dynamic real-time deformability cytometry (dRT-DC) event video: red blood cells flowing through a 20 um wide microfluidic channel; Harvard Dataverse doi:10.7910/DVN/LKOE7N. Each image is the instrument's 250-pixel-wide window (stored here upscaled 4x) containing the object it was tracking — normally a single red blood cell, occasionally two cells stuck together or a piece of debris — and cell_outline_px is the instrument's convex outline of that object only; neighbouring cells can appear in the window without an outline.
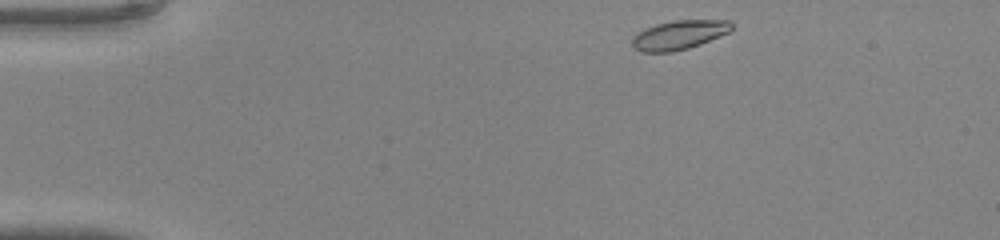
{"species": "common noctule bat (a hibernating species)", "species_latin": "Nyctalus noctula", "temperature_condition": "warm", "stored_images_in_passage": 40, "camera_frame_rate_fps": 3000, "um_per_image_px": 0.085, "animal": {"sex": "male", "body_mass_g": 20.0, "forearm_length_mm": 53.3}, "frame": {"image": 1, "passage_image": 1, "time_ms": 0.0, "image_size_px": [1000, 240], "cell_outline_px": [[732, 28], [728, 32], [700, 44], [688, 48], [672, 52], [644, 52], [632, 48], [632, 36], [644, 28], [656, 24], [672, 20], [728, 20], [732, 24]], "centroid_in_image_um": [57.67, 2.96], "position_along_channel_um": 27.3, "area_um2": 16.88}}
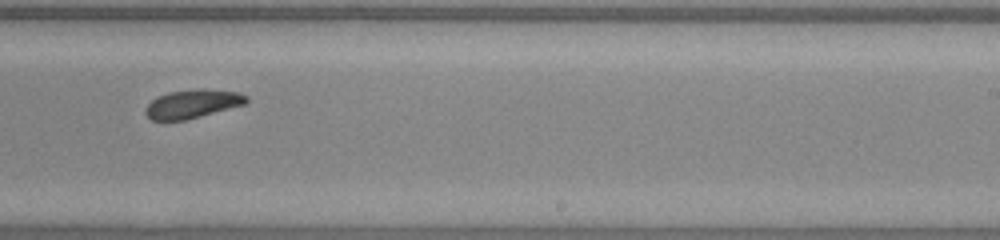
{"frame": {"image": 2, "passage_image": 23, "time_ms": 7.333, "image_size_px": [1000, 240], "cell_outline_px": [[248, 100], [244, 104], [184, 120], [152, 120], [144, 112], [144, 108], [156, 96], [168, 92], [200, 88], [204, 88], [236, 92], [248, 96]], "centroid_in_image_um": [16.32, 8.81], "position_along_channel_um": 272.7, "area_um2": 16.65}}
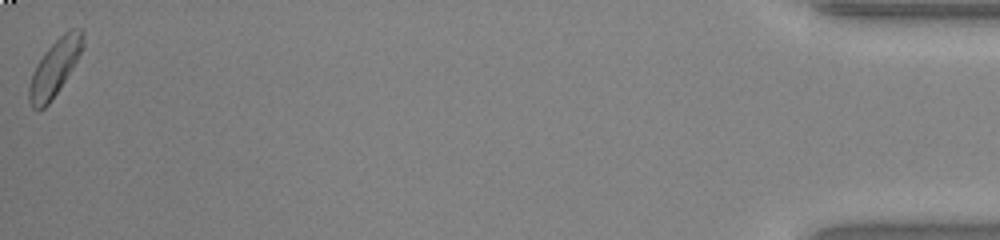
{"frame": {"image": 3, "passage_image": 40, "time_ms": 13.0, "image_size_px": [1000, 240], "cell_outline_px": [[84, 48], [72, 68], [52, 100], [44, 108], [32, 108], [28, 100], [28, 88], [32, 72], [36, 64], [44, 52], [68, 28], [84, 28]], "centroid_in_image_um": [4.67, 5.71], "position_along_channel_um": 430.5, "area_um2": 17.74}}